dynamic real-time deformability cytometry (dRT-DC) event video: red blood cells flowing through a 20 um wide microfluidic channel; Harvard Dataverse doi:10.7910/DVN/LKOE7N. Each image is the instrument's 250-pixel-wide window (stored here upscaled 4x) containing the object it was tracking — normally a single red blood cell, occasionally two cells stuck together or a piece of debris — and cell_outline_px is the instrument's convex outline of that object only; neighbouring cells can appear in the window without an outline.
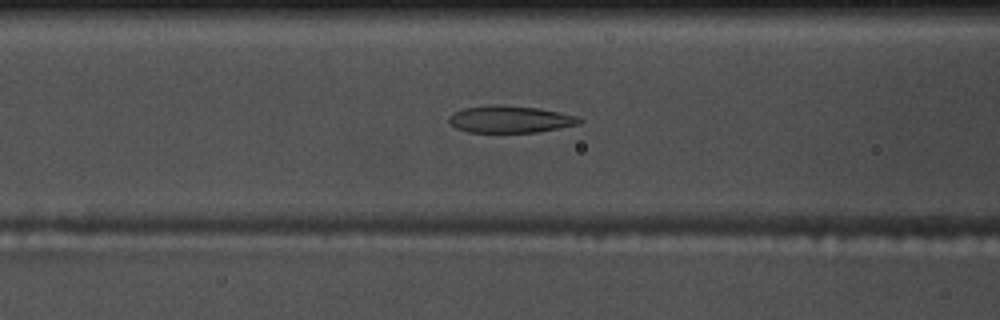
{"species": "common noctule bat (a hibernating species)", "species_latin": "Nyctalus noctula", "temperature_condition": "warm", "stored_images_in_passage": 53, "camera_frame_rate_fps": 3000, "um_per_image_px": 0.085, "animal": {"sex": "male", "body_mass_g": 17.5, "forearm_length_mm": 52.3}, "frame": {"image": 1, "passage_image": 20, "time_ms": 6.333, "image_size_px": [1000, 320], "cell_outline_px": [[584, 120], [580, 124], [536, 132], [468, 132], [456, 128], [448, 120], [448, 116], [464, 108], [492, 104], [496, 104], [540, 108], [560, 112], [576, 116]], "centroid_in_image_um": [43.37, 10.13], "position_along_channel_um": 123.2, "area_um2": 20.52}}
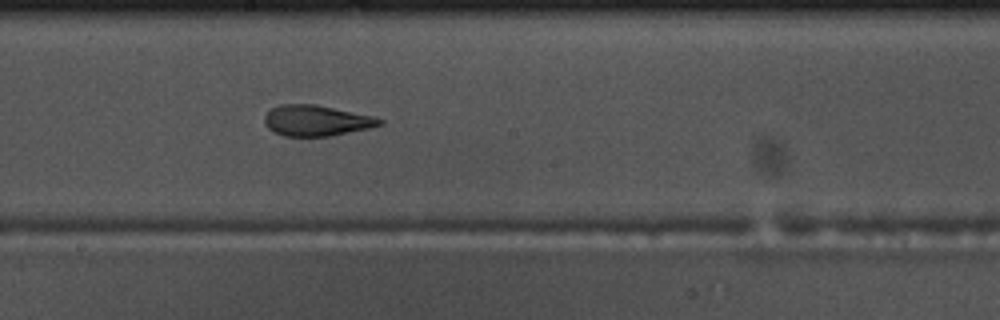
{"frame": {"image": 2, "passage_image": 28, "time_ms": 9.0, "image_size_px": [1000, 320], "cell_outline_px": [[384, 120], [380, 124], [368, 128], [328, 136], [284, 136], [268, 128], [264, 124], [264, 116], [272, 108], [280, 104], [316, 104], [372, 116]], "centroid_in_image_um": [26.84, 10.24], "position_along_channel_um": 221.4, "area_um2": 20.35}}
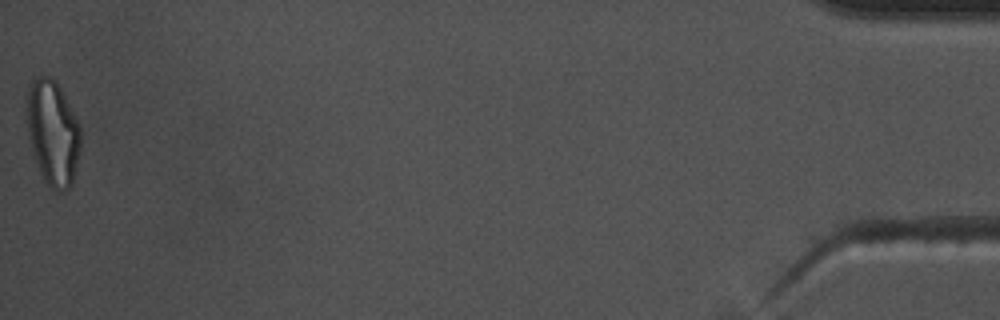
{"frame": {"image": 3, "passage_image": 53, "time_ms": 17.333, "image_size_px": [1000, 320], "cell_outline_px": [[80, 148], [72, 184], [68, 188], [60, 192], [52, 188], [44, 180], [40, 172], [32, 152], [28, 132], [24, 108], [24, 100], [28, 88], [32, 80], [40, 76], [52, 76], [56, 80], [80, 124]], "centroid_in_image_um": [4.45, 11.23], "position_along_channel_um": 430.7, "area_um2": 33.41}, "authors_computed_cell_mechanics": {"area_um2": 21.964, "velocity_mm_per_s": 3.6843, "shape_relaxation_time_tau1_ms": 6.1363, "shape_relaxation_time_tau2_ms": 2.1663, "deformation_change_tau1": 0.2192, "deformation_change_tau2": 0.1174}}